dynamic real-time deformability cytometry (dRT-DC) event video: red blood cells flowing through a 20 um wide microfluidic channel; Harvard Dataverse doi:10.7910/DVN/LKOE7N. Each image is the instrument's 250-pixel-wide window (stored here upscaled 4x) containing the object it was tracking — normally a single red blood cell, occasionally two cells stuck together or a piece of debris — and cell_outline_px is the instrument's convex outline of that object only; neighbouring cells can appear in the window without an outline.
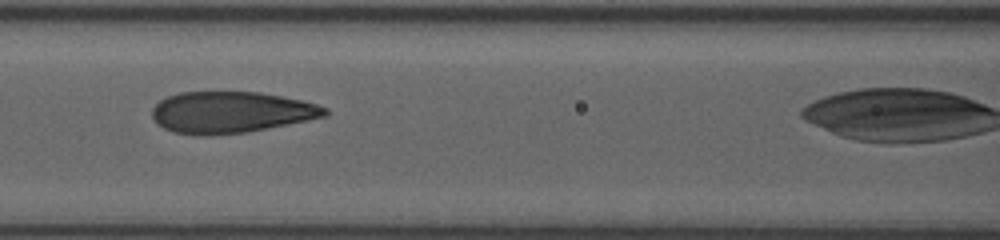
{"species": "human", "species_latin": "Homo sapiens", "temperature_condition": "room temperature", "stored_images_in_passage": 20, "camera_frame_rate_fps": 3000, "um_per_image_px": 0.085, "donor": {"sex": "female"}, "frame": {"image": 1, "passage_image": 13, "time_ms": 5.0, "image_size_px": [1000, 240], "cell_outline_px": [[328, 116], [288, 124], [244, 132], [208, 136], [200, 136], [172, 132], [156, 124], [152, 116], [152, 108], [160, 100], [168, 96], [180, 92], [260, 92], [300, 100], [316, 104], [328, 108]], "centroid_in_image_um": [19.6, 9.55], "position_along_channel_um": 147.0, "area_um2": 41.73}}
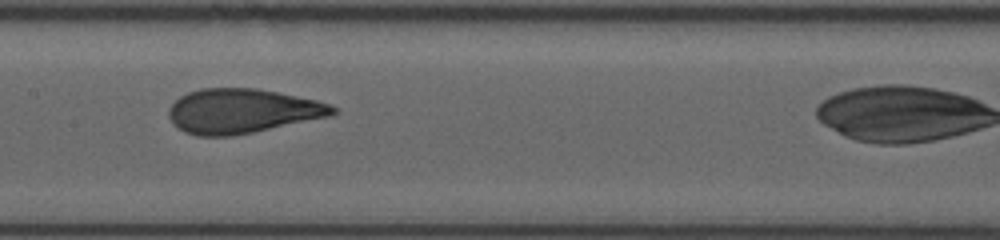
{"frame": {"image": 2, "passage_image": 16, "time_ms": 6.0, "image_size_px": [1000, 240], "cell_outline_px": [[336, 112], [332, 116], [232, 136], [196, 136], [184, 132], [172, 124], [168, 116], [168, 108], [180, 96], [188, 92], [200, 88], [256, 88], [316, 100], [332, 104], [336, 108]], "centroid_in_image_um": [20.56, 9.44], "position_along_channel_um": 186.8, "area_um2": 42.6}}
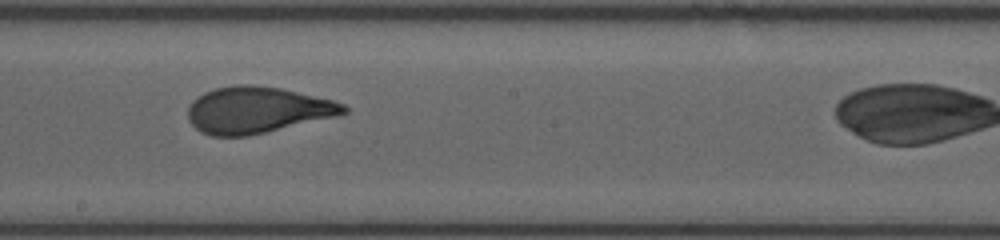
{"frame": {"image": 3, "passage_image": 18, "time_ms": 7.0, "image_size_px": [1000, 240], "cell_outline_px": [[348, 112], [340, 116], [248, 136], [212, 136], [200, 132], [188, 120], [188, 108], [192, 100], [204, 92], [216, 88], [236, 84], [252, 84], [280, 88], [332, 100], [344, 104], [348, 108]], "centroid_in_image_um": [21.87, 9.35], "position_along_channel_um": 226.3, "area_um2": 42.37}}